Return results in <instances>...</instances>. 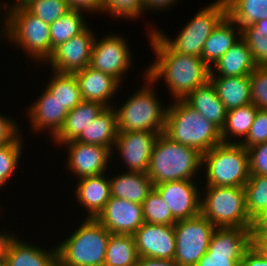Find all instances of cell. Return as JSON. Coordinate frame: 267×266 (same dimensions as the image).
<instances>
[{"label": "cell", "instance_id": "obj_10", "mask_svg": "<svg viewBox=\"0 0 267 266\" xmlns=\"http://www.w3.org/2000/svg\"><path fill=\"white\" fill-rule=\"evenodd\" d=\"M173 228L176 239L174 261L179 266H195L206 254L216 227L200 213L177 221Z\"/></svg>", "mask_w": 267, "mask_h": 266}, {"label": "cell", "instance_id": "obj_33", "mask_svg": "<svg viewBox=\"0 0 267 266\" xmlns=\"http://www.w3.org/2000/svg\"><path fill=\"white\" fill-rule=\"evenodd\" d=\"M52 72L54 74L48 81L46 89L52 96L56 97L67 111H71L82 101L76 77L70 73Z\"/></svg>", "mask_w": 267, "mask_h": 266}, {"label": "cell", "instance_id": "obj_1", "mask_svg": "<svg viewBox=\"0 0 267 266\" xmlns=\"http://www.w3.org/2000/svg\"><path fill=\"white\" fill-rule=\"evenodd\" d=\"M156 61L145 74L154 82L165 79L169 93L175 100L184 98L209 81L210 67L201 57L173 51L155 32L148 34Z\"/></svg>", "mask_w": 267, "mask_h": 266}, {"label": "cell", "instance_id": "obj_7", "mask_svg": "<svg viewBox=\"0 0 267 266\" xmlns=\"http://www.w3.org/2000/svg\"><path fill=\"white\" fill-rule=\"evenodd\" d=\"M203 165L205 186L244 187L250 177L248 151L240 143L214 146L202 154Z\"/></svg>", "mask_w": 267, "mask_h": 266}, {"label": "cell", "instance_id": "obj_23", "mask_svg": "<svg viewBox=\"0 0 267 266\" xmlns=\"http://www.w3.org/2000/svg\"><path fill=\"white\" fill-rule=\"evenodd\" d=\"M240 38L241 29L226 15L206 40L202 60L211 68Z\"/></svg>", "mask_w": 267, "mask_h": 266}, {"label": "cell", "instance_id": "obj_40", "mask_svg": "<svg viewBox=\"0 0 267 266\" xmlns=\"http://www.w3.org/2000/svg\"><path fill=\"white\" fill-rule=\"evenodd\" d=\"M251 104L267 109V66H257L250 75Z\"/></svg>", "mask_w": 267, "mask_h": 266}, {"label": "cell", "instance_id": "obj_19", "mask_svg": "<svg viewBox=\"0 0 267 266\" xmlns=\"http://www.w3.org/2000/svg\"><path fill=\"white\" fill-rule=\"evenodd\" d=\"M29 110V111H28ZM27 116L32 124V130L37 132L48 130L50 137L54 138L62 129L68 111L45 89L41 96L27 109Z\"/></svg>", "mask_w": 267, "mask_h": 266}, {"label": "cell", "instance_id": "obj_41", "mask_svg": "<svg viewBox=\"0 0 267 266\" xmlns=\"http://www.w3.org/2000/svg\"><path fill=\"white\" fill-rule=\"evenodd\" d=\"M267 142V109H258L255 120L244 140H236L246 149Z\"/></svg>", "mask_w": 267, "mask_h": 266}, {"label": "cell", "instance_id": "obj_43", "mask_svg": "<svg viewBox=\"0 0 267 266\" xmlns=\"http://www.w3.org/2000/svg\"><path fill=\"white\" fill-rule=\"evenodd\" d=\"M250 175L267 176V142L247 148Z\"/></svg>", "mask_w": 267, "mask_h": 266}, {"label": "cell", "instance_id": "obj_21", "mask_svg": "<svg viewBox=\"0 0 267 266\" xmlns=\"http://www.w3.org/2000/svg\"><path fill=\"white\" fill-rule=\"evenodd\" d=\"M18 239L12 234L7 242L4 253L6 266H57V247L45 250Z\"/></svg>", "mask_w": 267, "mask_h": 266}, {"label": "cell", "instance_id": "obj_9", "mask_svg": "<svg viewBox=\"0 0 267 266\" xmlns=\"http://www.w3.org/2000/svg\"><path fill=\"white\" fill-rule=\"evenodd\" d=\"M226 15L225 0H215L195 14L175 39H171L162 30L159 31L156 28L147 30V34L155 32L175 52L201 57L206 40Z\"/></svg>", "mask_w": 267, "mask_h": 266}, {"label": "cell", "instance_id": "obj_22", "mask_svg": "<svg viewBox=\"0 0 267 266\" xmlns=\"http://www.w3.org/2000/svg\"><path fill=\"white\" fill-rule=\"evenodd\" d=\"M76 181L77 203L87 209L86 218L95 219L111 198L109 178L103 173Z\"/></svg>", "mask_w": 267, "mask_h": 266}, {"label": "cell", "instance_id": "obj_45", "mask_svg": "<svg viewBox=\"0 0 267 266\" xmlns=\"http://www.w3.org/2000/svg\"><path fill=\"white\" fill-rule=\"evenodd\" d=\"M70 10L87 13L101 12L102 13V0H65Z\"/></svg>", "mask_w": 267, "mask_h": 266}, {"label": "cell", "instance_id": "obj_13", "mask_svg": "<svg viewBox=\"0 0 267 266\" xmlns=\"http://www.w3.org/2000/svg\"><path fill=\"white\" fill-rule=\"evenodd\" d=\"M95 32L87 26L78 35L57 46L45 64L52 71L73 74L90 65Z\"/></svg>", "mask_w": 267, "mask_h": 266}, {"label": "cell", "instance_id": "obj_14", "mask_svg": "<svg viewBox=\"0 0 267 266\" xmlns=\"http://www.w3.org/2000/svg\"><path fill=\"white\" fill-rule=\"evenodd\" d=\"M61 146L68 151L66 167L76 175L78 180L105 173L109 161H112V150L105 146L75 140L62 143Z\"/></svg>", "mask_w": 267, "mask_h": 266}, {"label": "cell", "instance_id": "obj_17", "mask_svg": "<svg viewBox=\"0 0 267 266\" xmlns=\"http://www.w3.org/2000/svg\"><path fill=\"white\" fill-rule=\"evenodd\" d=\"M95 219L110 233L127 235L145 222L141 204L112 196Z\"/></svg>", "mask_w": 267, "mask_h": 266}, {"label": "cell", "instance_id": "obj_35", "mask_svg": "<svg viewBox=\"0 0 267 266\" xmlns=\"http://www.w3.org/2000/svg\"><path fill=\"white\" fill-rule=\"evenodd\" d=\"M86 24L82 12L74 10H69L50 24L51 56L57 46L82 32L88 26Z\"/></svg>", "mask_w": 267, "mask_h": 266}, {"label": "cell", "instance_id": "obj_52", "mask_svg": "<svg viewBox=\"0 0 267 266\" xmlns=\"http://www.w3.org/2000/svg\"><path fill=\"white\" fill-rule=\"evenodd\" d=\"M30 1H31V0H16V1L13 2L12 5H9V6H8L9 9L6 8V7H5L6 4L4 5L3 2H2V4L0 3V9H1V8H4V10L6 9V10H7V11L5 12V14H6L8 11H10V10H12V9L26 6Z\"/></svg>", "mask_w": 267, "mask_h": 266}, {"label": "cell", "instance_id": "obj_36", "mask_svg": "<svg viewBox=\"0 0 267 266\" xmlns=\"http://www.w3.org/2000/svg\"><path fill=\"white\" fill-rule=\"evenodd\" d=\"M141 205L146 223L171 226L176 224L177 221L172 217L170 208L155 189L148 194Z\"/></svg>", "mask_w": 267, "mask_h": 266}, {"label": "cell", "instance_id": "obj_26", "mask_svg": "<svg viewBox=\"0 0 267 266\" xmlns=\"http://www.w3.org/2000/svg\"><path fill=\"white\" fill-rule=\"evenodd\" d=\"M117 134V114L113 105L105 107L75 141L105 146L113 150Z\"/></svg>", "mask_w": 267, "mask_h": 266}, {"label": "cell", "instance_id": "obj_24", "mask_svg": "<svg viewBox=\"0 0 267 266\" xmlns=\"http://www.w3.org/2000/svg\"><path fill=\"white\" fill-rule=\"evenodd\" d=\"M256 67L257 65L252 57L251 50L248 48L246 41L241 37L210 68L209 76L235 77L251 75Z\"/></svg>", "mask_w": 267, "mask_h": 266}, {"label": "cell", "instance_id": "obj_28", "mask_svg": "<svg viewBox=\"0 0 267 266\" xmlns=\"http://www.w3.org/2000/svg\"><path fill=\"white\" fill-rule=\"evenodd\" d=\"M111 196L142 204L154 189L147 173L126 172L109 178Z\"/></svg>", "mask_w": 267, "mask_h": 266}, {"label": "cell", "instance_id": "obj_8", "mask_svg": "<svg viewBox=\"0 0 267 266\" xmlns=\"http://www.w3.org/2000/svg\"><path fill=\"white\" fill-rule=\"evenodd\" d=\"M4 17L5 37L35 61L47 62L51 57L49 24L28 12L24 7L8 11Z\"/></svg>", "mask_w": 267, "mask_h": 266}, {"label": "cell", "instance_id": "obj_15", "mask_svg": "<svg viewBox=\"0 0 267 266\" xmlns=\"http://www.w3.org/2000/svg\"><path fill=\"white\" fill-rule=\"evenodd\" d=\"M159 134L150 131L118 132L112 154L119 153L126 172L147 173L154 143Z\"/></svg>", "mask_w": 267, "mask_h": 266}, {"label": "cell", "instance_id": "obj_54", "mask_svg": "<svg viewBox=\"0 0 267 266\" xmlns=\"http://www.w3.org/2000/svg\"><path fill=\"white\" fill-rule=\"evenodd\" d=\"M0 266H6L5 259L3 261H0Z\"/></svg>", "mask_w": 267, "mask_h": 266}, {"label": "cell", "instance_id": "obj_39", "mask_svg": "<svg viewBox=\"0 0 267 266\" xmlns=\"http://www.w3.org/2000/svg\"><path fill=\"white\" fill-rule=\"evenodd\" d=\"M102 12L109 13L114 18H125L130 21L142 16L145 6L142 0H102Z\"/></svg>", "mask_w": 267, "mask_h": 266}, {"label": "cell", "instance_id": "obj_6", "mask_svg": "<svg viewBox=\"0 0 267 266\" xmlns=\"http://www.w3.org/2000/svg\"><path fill=\"white\" fill-rule=\"evenodd\" d=\"M204 189L200 213L216 228L254 227L255 223L248 216L243 187L204 186Z\"/></svg>", "mask_w": 267, "mask_h": 266}, {"label": "cell", "instance_id": "obj_34", "mask_svg": "<svg viewBox=\"0 0 267 266\" xmlns=\"http://www.w3.org/2000/svg\"><path fill=\"white\" fill-rule=\"evenodd\" d=\"M243 188L248 216L256 224L267 213V176L250 175Z\"/></svg>", "mask_w": 267, "mask_h": 266}, {"label": "cell", "instance_id": "obj_3", "mask_svg": "<svg viewBox=\"0 0 267 266\" xmlns=\"http://www.w3.org/2000/svg\"><path fill=\"white\" fill-rule=\"evenodd\" d=\"M201 168L202 153L162 133L154 143L147 175L155 186L167 181H193Z\"/></svg>", "mask_w": 267, "mask_h": 266}, {"label": "cell", "instance_id": "obj_38", "mask_svg": "<svg viewBox=\"0 0 267 266\" xmlns=\"http://www.w3.org/2000/svg\"><path fill=\"white\" fill-rule=\"evenodd\" d=\"M24 8L49 25L70 10L65 0H31Z\"/></svg>", "mask_w": 267, "mask_h": 266}, {"label": "cell", "instance_id": "obj_30", "mask_svg": "<svg viewBox=\"0 0 267 266\" xmlns=\"http://www.w3.org/2000/svg\"><path fill=\"white\" fill-rule=\"evenodd\" d=\"M138 259L133 235L110 234L104 266H136Z\"/></svg>", "mask_w": 267, "mask_h": 266}, {"label": "cell", "instance_id": "obj_44", "mask_svg": "<svg viewBox=\"0 0 267 266\" xmlns=\"http://www.w3.org/2000/svg\"><path fill=\"white\" fill-rule=\"evenodd\" d=\"M17 121L0 114V146L11 143L19 134Z\"/></svg>", "mask_w": 267, "mask_h": 266}, {"label": "cell", "instance_id": "obj_55", "mask_svg": "<svg viewBox=\"0 0 267 266\" xmlns=\"http://www.w3.org/2000/svg\"><path fill=\"white\" fill-rule=\"evenodd\" d=\"M1 32H2L3 34H2V35L0 34V36L5 37V29H3Z\"/></svg>", "mask_w": 267, "mask_h": 266}, {"label": "cell", "instance_id": "obj_2", "mask_svg": "<svg viewBox=\"0 0 267 266\" xmlns=\"http://www.w3.org/2000/svg\"><path fill=\"white\" fill-rule=\"evenodd\" d=\"M164 134L202 154L223 143L221 130L184 100L174 99V103H169Z\"/></svg>", "mask_w": 267, "mask_h": 266}, {"label": "cell", "instance_id": "obj_12", "mask_svg": "<svg viewBox=\"0 0 267 266\" xmlns=\"http://www.w3.org/2000/svg\"><path fill=\"white\" fill-rule=\"evenodd\" d=\"M122 35L111 34L100 40L94 39L90 67L95 70L107 73L122 83L124 74L132 65V53Z\"/></svg>", "mask_w": 267, "mask_h": 266}, {"label": "cell", "instance_id": "obj_49", "mask_svg": "<svg viewBox=\"0 0 267 266\" xmlns=\"http://www.w3.org/2000/svg\"><path fill=\"white\" fill-rule=\"evenodd\" d=\"M136 266H179L174 260L139 257Z\"/></svg>", "mask_w": 267, "mask_h": 266}, {"label": "cell", "instance_id": "obj_37", "mask_svg": "<svg viewBox=\"0 0 267 266\" xmlns=\"http://www.w3.org/2000/svg\"><path fill=\"white\" fill-rule=\"evenodd\" d=\"M22 136L20 133L11 143L0 146V187L16 173L23 150Z\"/></svg>", "mask_w": 267, "mask_h": 266}, {"label": "cell", "instance_id": "obj_48", "mask_svg": "<svg viewBox=\"0 0 267 266\" xmlns=\"http://www.w3.org/2000/svg\"><path fill=\"white\" fill-rule=\"evenodd\" d=\"M178 0H142L146 11H161L163 12L164 9L167 11V8H171V6L177 3Z\"/></svg>", "mask_w": 267, "mask_h": 266}, {"label": "cell", "instance_id": "obj_29", "mask_svg": "<svg viewBox=\"0 0 267 266\" xmlns=\"http://www.w3.org/2000/svg\"><path fill=\"white\" fill-rule=\"evenodd\" d=\"M104 108L105 106L98 102L82 100L75 108L68 111L62 129L52 138L55 144L60 146L62 143L75 140Z\"/></svg>", "mask_w": 267, "mask_h": 266}, {"label": "cell", "instance_id": "obj_4", "mask_svg": "<svg viewBox=\"0 0 267 266\" xmlns=\"http://www.w3.org/2000/svg\"><path fill=\"white\" fill-rule=\"evenodd\" d=\"M72 233L56 245L57 266H104L111 233L92 218L82 220Z\"/></svg>", "mask_w": 267, "mask_h": 266}, {"label": "cell", "instance_id": "obj_18", "mask_svg": "<svg viewBox=\"0 0 267 266\" xmlns=\"http://www.w3.org/2000/svg\"><path fill=\"white\" fill-rule=\"evenodd\" d=\"M133 236L139 257L174 260L176 239L173 226L144 222Z\"/></svg>", "mask_w": 267, "mask_h": 266}, {"label": "cell", "instance_id": "obj_25", "mask_svg": "<svg viewBox=\"0 0 267 266\" xmlns=\"http://www.w3.org/2000/svg\"><path fill=\"white\" fill-rule=\"evenodd\" d=\"M184 101L220 130L224 127L227 110L210 81L191 91Z\"/></svg>", "mask_w": 267, "mask_h": 266}, {"label": "cell", "instance_id": "obj_46", "mask_svg": "<svg viewBox=\"0 0 267 266\" xmlns=\"http://www.w3.org/2000/svg\"><path fill=\"white\" fill-rule=\"evenodd\" d=\"M251 246L267 258V231H264L257 223L251 229Z\"/></svg>", "mask_w": 267, "mask_h": 266}, {"label": "cell", "instance_id": "obj_51", "mask_svg": "<svg viewBox=\"0 0 267 266\" xmlns=\"http://www.w3.org/2000/svg\"><path fill=\"white\" fill-rule=\"evenodd\" d=\"M10 236L11 234L9 232L3 231L2 233H0V261H3L5 259V248Z\"/></svg>", "mask_w": 267, "mask_h": 266}, {"label": "cell", "instance_id": "obj_27", "mask_svg": "<svg viewBox=\"0 0 267 266\" xmlns=\"http://www.w3.org/2000/svg\"><path fill=\"white\" fill-rule=\"evenodd\" d=\"M209 81L227 111L251 104L250 75L209 76Z\"/></svg>", "mask_w": 267, "mask_h": 266}, {"label": "cell", "instance_id": "obj_32", "mask_svg": "<svg viewBox=\"0 0 267 266\" xmlns=\"http://www.w3.org/2000/svg\"><path fill=\"white\" fill-rule=\"evenodd\" d=\"M227 15L242 30L267 19V0H225Z\"/></svg>", "mask_w": 267, "mask_h": 266}, {"label": "cell", "instance_id": "obj_31", "mask_svg": "<svg viewBox=\"0 0 267 266\" xmlns=\"http://www.w3.org/2000/svg\"><path fill=\"white\" fill-rule=\"evenodd\" d=\"M257 111L258 108L253 104L228 110L224 127L221 129L223 143H236L235 140L231 141L232 137L239 139L242 136L244 140L255 120Z\"/></svg>", "mask_w": 267, "mask_h": 266}, {"label": "cell", "instance_id": "obj_47", "mask_svg": "<svg viewBox=\"0 0 267 266\" xmlns=\"http://www.w3.org/2000/svg\"><path fill=\"white\" fill-rule=\"evenodd\" d=\"M239 266H267V258H264L255 248L250 246L244 252Z\"/></svg>", "mask_w": 267, "mask_h": 266}, {"label": "cell", "instance_id": "obj_5", "mask_svg": "<svg viewBox=\"0 0 267 266\" xmlns=\"http://www.w3.org/2000/svg\"><path fill=\"white\" fill-rule=\"evenodd\" d=\"M144 76V85H147L132 94L119 109L115 107L118 132L150 131L159 135L164 133L168 104L164 107L160 103L155 95V82L146 74Z\"/></svg>", "mask_w": 267, "mask_h": 266}, {"label": "cell", "instance_id": "obj_50", "mask_svg": "<svg viewBox=\"0 0 267 266\" xmlns=\"http://www.w3.org/2000/svg\"><path fill=\"white\" fill-rule=\"evenodd\" d=\"M241 33H257L267 37V19L259 20L241 30Z\"/></svg>", "mask_w": 267, "mask_h": 266}, {"label": "cell", "instance_id": "obj_11", "mask_svg": "<svg viewBox=\"0 0 267 266\" xmlns=\"http://www.w3.org/2000/svg\"><path fill=\"white\" fill-rule=\"evenodd\" d=\"M251 229L216 228L206 254L195 266H239L244 252L251 246Z\"/></svg>", "mask_w": 267, "mask_h": 266}, {"label": "cell", "instance_id": "obj_20", "mask_svg": "<svg viewBox=\"0 0 267 266\" xmlns=\"http://www.w3.org/2000/svg\"><path fill=\"white\" fill-rule=\"evenodd\" d=\"M76 77L82 100L98 102L105 107H112L110 102L121 87L113 76L95 70L90 66L73 73Z\"/></svg>", "mask_w": 267, "mask_h": 266}, {"label": "cell", "instance_id": "obj_53", "mask_svg": "<svg viewBox=\"0 0 267 266\" xmlns=\"http://www.w3.org/2000/svg\"><path fill=\"white\" fill-rule=\"evenodd\" d=\"M257 224L264 230L267 231V213L264 215V217L257 222Z\"/></svg>", "mask_w": 267, "mask_h": 266}, {"label": "cell", "instance_id": "obj_16", "mask_svg": "<svg viewBox=\"0 0 267 266\" xmlns=\"http://www.w3.org/2000/svg\"><path fill=\"white\" fill-rule=\"evenodd\" d=\"M194 181L178 180L167 181L154 186L171 210L176 220H185L200 214L201 187Z\"/></svg>", "mask_w": 267, "mask_h": 266}, {"label": "cell", "instance_id": "obj_42", "mask_svg": "<svg viewBox=\"0 0 267 266\" xmlns=\"http://www.w3.org/2000/svg\"><path fill=\"white\" fill-rule=\"evenodd\" d=\"M251 50L252 57L257 66H267V37L257 33H241Z\"/></svg>", "mask_w": 267, "mask_h": 266}]
</instances>
